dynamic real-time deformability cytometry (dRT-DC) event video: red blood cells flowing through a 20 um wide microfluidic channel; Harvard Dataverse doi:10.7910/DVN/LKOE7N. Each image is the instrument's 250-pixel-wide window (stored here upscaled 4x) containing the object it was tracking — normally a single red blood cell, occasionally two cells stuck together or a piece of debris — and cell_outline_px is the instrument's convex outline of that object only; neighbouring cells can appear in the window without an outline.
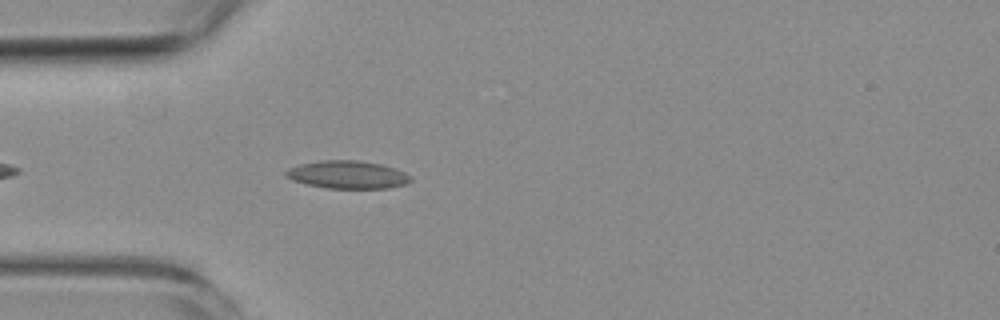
{"species": "common noctule bat (a hibernating species)", "species_latin": "Nyctalus noctula", "temperature_condition": "room temperature", "stored_images_in_passage": 5, "camera_frame_rate_fps": 3000, "um_per_image_px": 0.085, "animal": {"sex": "female", "body_mass_g": 19.3, "forearm_length_mm": 54.1}, "frame": {"image": 1, "passage_image": 5, "time_ms": 4.667, "image_size_px": [1000, 320], "cell_outline_px": [[412, 180], [408, 184], [388, 188], [328, 188], [304, 184], [292, 180], [284, 172], [288, 168], [300, 164], [320, 160], [360, 160], [380, 164], [404, 172], [412, 176]], "centroid_in_image_um": [29.55, 14.85], "position_along_channel_um": 55.4, "area_um2": 20.29}}